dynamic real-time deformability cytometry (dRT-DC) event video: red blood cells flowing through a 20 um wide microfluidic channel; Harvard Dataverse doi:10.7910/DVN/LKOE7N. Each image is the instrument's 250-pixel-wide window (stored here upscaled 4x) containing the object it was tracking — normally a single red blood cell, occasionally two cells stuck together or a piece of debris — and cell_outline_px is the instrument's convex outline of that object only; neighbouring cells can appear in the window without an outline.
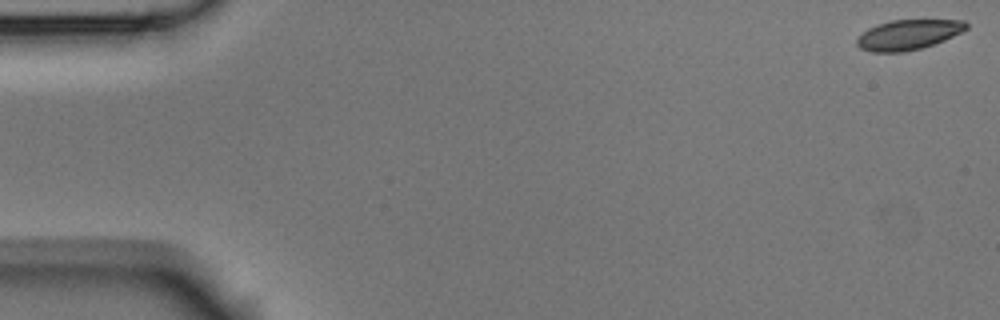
{"species": "Egyptian fruit bat (a non-hibernating species)", "species_latin": "Rousettus aegyptiacus", "temperature_condition": "room temperature", "stored_images_in_passage": 14, "camera_frame_rate_fps": 3000, "um_per_image_px": 0.085, "animal": {"sex": "male"}, "frame": {"image": 1, "passage_image": 1, "time_ms": 0.0, "image_size_px": [1000, 320], "cell_outline_px": [[968, 28], [944, 40], [920, 48], [904, 52], [872, 52], [860, 48], [856, 44], [856, 40], [868, 28], [876, 24], [892, 20], [964, 20], [968, 24]], "centroid_in_image_um": [77.18, 2.94], "position_along_channel_um": 7.8, "area_um2": 18.96}}
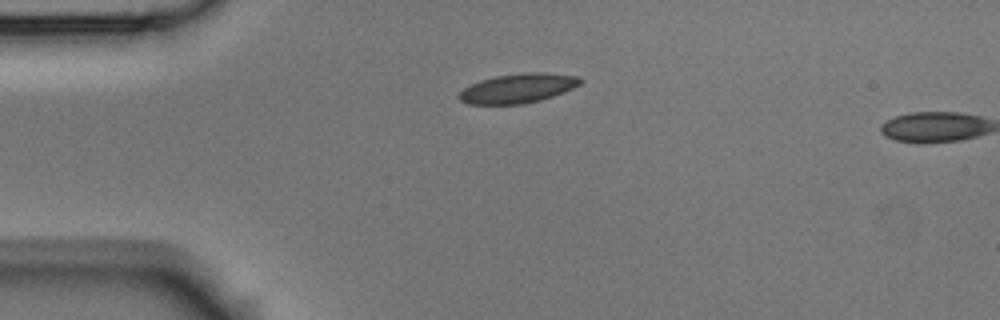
{"frame": {"image": 2, "passage_image": 13, "time_ms": 4.0, "image_size_px": [1000, 320], "cell_outline_px": [[584, 80], [580, 84], [564, 92], [540, 100], [524, 104], [468, 104], [460, 100], [456, 96], [464, 88], [480, 80], [496, 76], [524, 72], [544, 72], [580, 76]], "centroid_in_image_um": [44.04, 7.5], "position_along_channel_um": 41.0, "area_um2": 20.87}}